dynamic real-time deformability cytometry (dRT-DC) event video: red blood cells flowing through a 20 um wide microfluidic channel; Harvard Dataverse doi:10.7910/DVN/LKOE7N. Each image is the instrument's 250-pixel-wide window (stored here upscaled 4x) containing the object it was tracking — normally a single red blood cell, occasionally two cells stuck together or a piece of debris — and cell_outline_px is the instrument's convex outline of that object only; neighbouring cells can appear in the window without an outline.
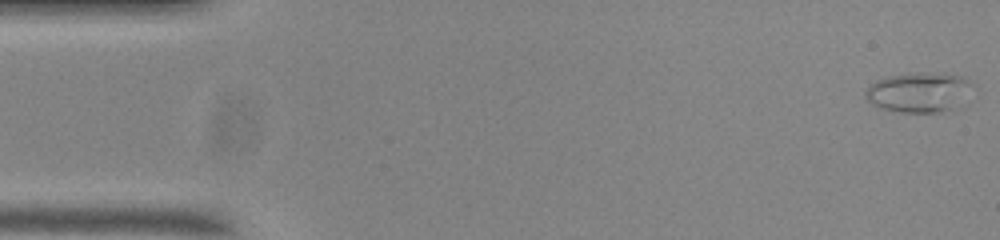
{"species": "common noctule bat (a hibernating species)", "species_latin": "Nyctalus noctula", "temperature_condition": "room temperature", "stored_images_in_passage": 54, "camera_frame_rate_fps": 3000, "um_per_image_px": 0.085, "animal": {"sex": "male", "body_mass_g": 20.0, "forearm_length_mm": 53.3}, "frame": {"image": 1, "passage_image": 1, "time_ms": 0.0, "image_size_px": [1000, 240], "cell_outline_px": [[976, 84], [952, 108], [940, 112], [900, 112], [880, 108], [872, 104], [864, 96], [864, 92], [876, 80], [888, 76], [944, 72], [964, 76]], "centroid_in_image_um": [78.11, 7.83], "position_along_channel_um": 6.9, "area_um2": 24.57}}
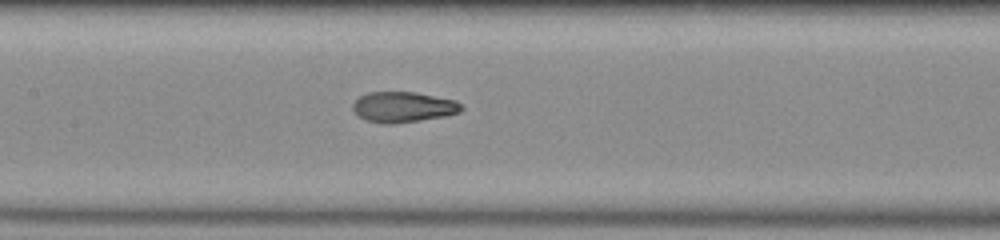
{"frame": {"image": 2, "passage_image": 25, "time_ms": 8.0, "image_size_px": [1000, 240], "cell_outline_px": [[464, 108], [460, 112], [444, 116], [420, 120], [392, 124], [380, 124], [368, 120], [360, 116], [352, 108], [352, 104], [360, 96], [368, 92], [416, 92], [456, 100]], "centroid_in_image_um": [34.28, 9.09], "position_along_channel_um": 173.1, "area_um2": 19.25}}
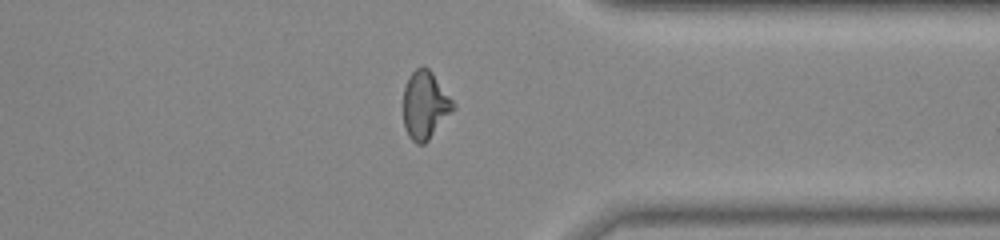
{"frame": {"image": 3, "passage_image": 42, "time_ms": 13.667, "image_size_px": [1000, 240], "cell_outline_px": [[456, 108], [428, 140], [424, 144], [416, 144], [408, 136], [404, 128], [404, 88], [408, 76], [416, 68], [424, 64], [432, 72], [456, 104]], "centroid_in_image_um": [36.13, 8.92], "position_along_channel_um": 375.3, "area_um2": 19.88}, "authors_computed_cell_mechanics": {"area_um2": 19.7098, "velocity_mm_per_s": 3.7069, "shape_relaxation_time_tau1_ms": 10.6033, "shape_relaxation_time_tau2_ms": 1.1147, "deformation_change_tau1": 0.3413, "deformation_change_tau2": 0.0671}}